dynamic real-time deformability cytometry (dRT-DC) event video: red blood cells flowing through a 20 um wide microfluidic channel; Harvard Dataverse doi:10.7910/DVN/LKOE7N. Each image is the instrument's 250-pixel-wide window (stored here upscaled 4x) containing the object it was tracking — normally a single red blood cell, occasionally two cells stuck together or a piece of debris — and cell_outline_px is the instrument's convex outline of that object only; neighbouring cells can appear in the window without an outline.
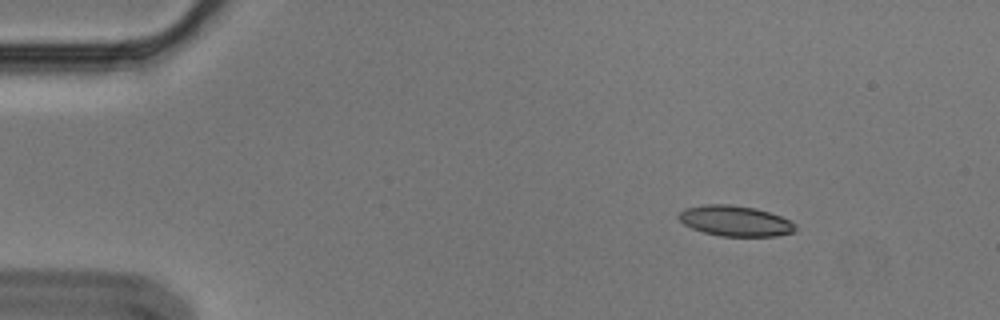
{"species": "Egyptian fruit bat (a non-hibernating species)", "species_latin": "Rousettus aegyptiacus", "temperature_condition": "cold", "stored_images_in_passage": 8, "camera_frame_rate_fps": 3000, "um_per_image_px": 0.085, "animal": {"sex": "male"}, "frame": {"image": 1, "passage_image": 2, "time_ms": 0.333, "image_size_px": [1000, 320], "cell_outline_px": [[796, 232], [776, 236], [720, 236], [704, 232], [692, 228], [684, 224], [676, 216], [684, 208], [704, 204], [732, 204], [756, 208], [780, 216], [796, 224]], "centroid_in_image_um": [62.48, 18.77], "position_along_channel_um": 22.5, "area_um2": 20.87}}
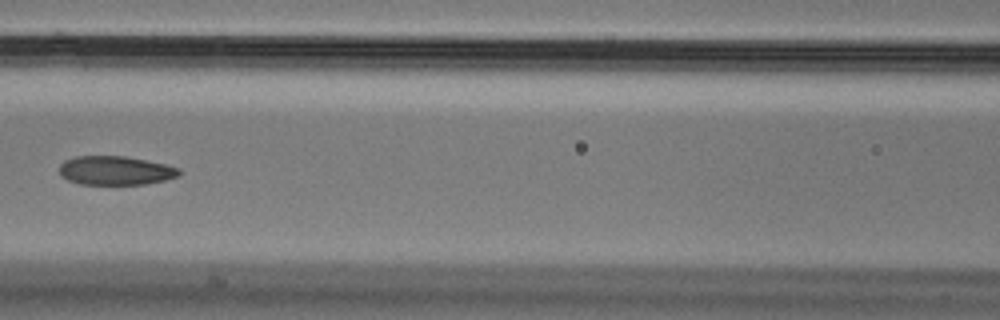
{"frame": {"image": 2, "passage_image": 7, "time_ms": 2.0, "image_size_px": [1000, 320], "cell_outline_px": [[180, 176], [164, 180], [144, 184], [80, 184], [68, 180], [60, 176], [60, 164], [64, 160], [76, 156], [124, 156], [164, 164], [180, 168]], "centroid_in_image_um": [9.79, 14.49], "position_along_channel_um": 156.8, "area_um2": 20.11}}
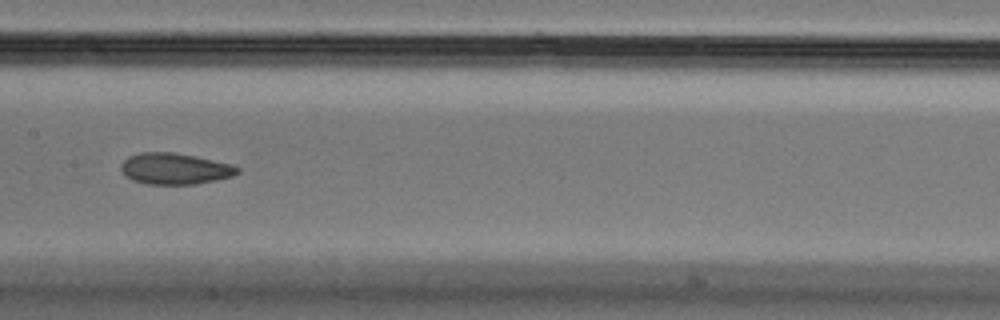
{"frame": {"image": 3, "passage_image": 8, "time_ms": 2.333, "image_size_px": [1000, 320], "cell_outline_px": [[240, 172], [232, 176], [216, 180], [196, 184], [148, 184], [132, 180], [120, 168], [120, 164], [128, 156], [140, 152], [172, 152], [196, 156], [232, 164], [240, 168]], "centroid_in_image_um": [14.88, 14.33], "position_along_channel_um": 192.5, "area_um2": 21.21}}